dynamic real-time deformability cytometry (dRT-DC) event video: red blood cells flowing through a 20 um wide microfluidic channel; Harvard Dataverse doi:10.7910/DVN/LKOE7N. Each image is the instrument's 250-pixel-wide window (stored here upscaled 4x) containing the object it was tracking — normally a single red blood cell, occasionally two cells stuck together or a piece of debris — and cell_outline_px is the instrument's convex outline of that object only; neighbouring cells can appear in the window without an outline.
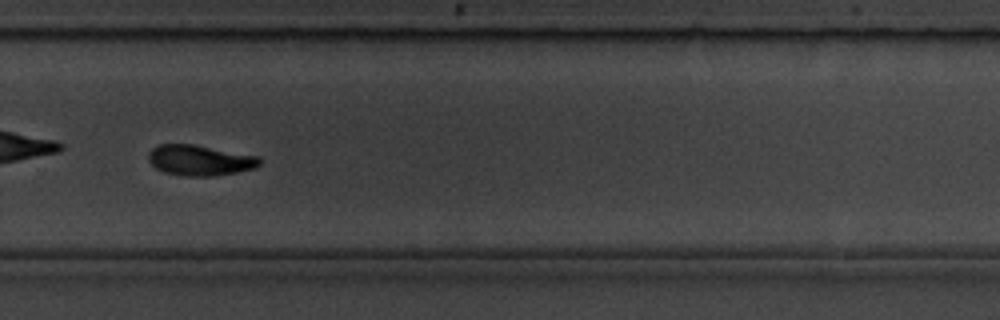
{"species": "common noctule bat (a hibernating species)", "species_latin": "Nyctalus noctula", "temperature_condition": "room temperature", "stored_images_in_passage": 15, "camera_frame_rate_fps": 3000, "um_per_image_px": 0.085, "animal": {"sex": "male", "body_mass_g": 19.5, "forearm_length_mm": 54.6}, "frame": {"image": 1, "passage_image": 11, "time_ms": 11.333, "image_size_px": [1000, 320], "cell_outline_px": [[264, 160], [256, 168], [236, 172], [212, 176], [188, 176], [164, 172], [156, 168], [148, 160], [148, 152], [152, 148], [160, 144], [192, 144], [260, 156]], "centroid_in_image_um": [17.02, 13.62], "position_along_channel_um": 312.8, "area_um2": 19.88}, "authors_computed_cell_mechanics": {"area_um2": 19.5364, "velocity_mm_per_s": 3.7351, "shape_relaxation_time_tau1_ms": 4.1384, "shape_relaxation_time_tau2_ms": null, "deformation_change_tau1": 0.1248, "deformation_change_tau2": null}}